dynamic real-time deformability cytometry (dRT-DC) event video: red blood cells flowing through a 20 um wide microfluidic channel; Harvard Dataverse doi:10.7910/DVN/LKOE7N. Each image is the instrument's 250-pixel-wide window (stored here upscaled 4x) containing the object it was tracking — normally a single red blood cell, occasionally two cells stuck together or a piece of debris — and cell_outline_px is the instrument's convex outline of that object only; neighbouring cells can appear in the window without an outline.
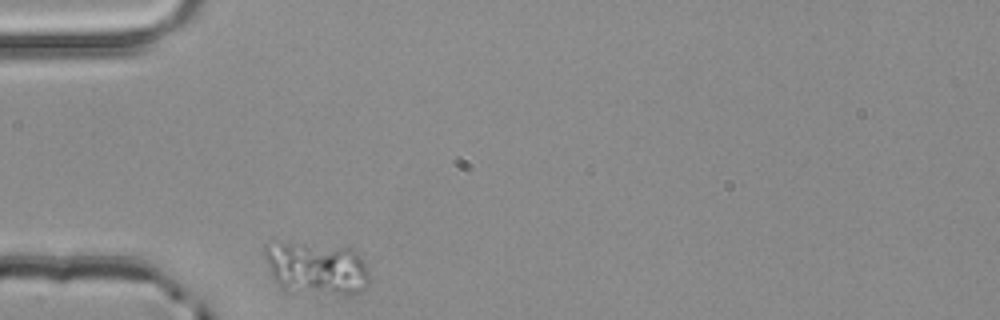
{"species": "common noctule bat (a hibernating species)", "species_latin": "Nyctalus noctula", "temperature_condition": "room temperature", "stored_images_in_passage": 1, "camera_frame_rate_fps": 3000, "um_per_image_px": 0.085, "animal": {"sex": "male", "body_mass_g": 20.4}, "frame": {"image": 1, "passage_image": 1, "time_ms": 0.0, "image_size_px": [1000, 320], "cell_outline_px": [[368, 284], [360, 292], [348, 296], [344, 296], [284, 292], [280, 288], [272, 276], [264, 256], [264, 244], [268, 240], [352, 248], [364, 260], [368, 268]], "centroid_in_image_um": [26.86, 22.83], "position_along_channel_um": 58.1, "area_um2": 33.47}}